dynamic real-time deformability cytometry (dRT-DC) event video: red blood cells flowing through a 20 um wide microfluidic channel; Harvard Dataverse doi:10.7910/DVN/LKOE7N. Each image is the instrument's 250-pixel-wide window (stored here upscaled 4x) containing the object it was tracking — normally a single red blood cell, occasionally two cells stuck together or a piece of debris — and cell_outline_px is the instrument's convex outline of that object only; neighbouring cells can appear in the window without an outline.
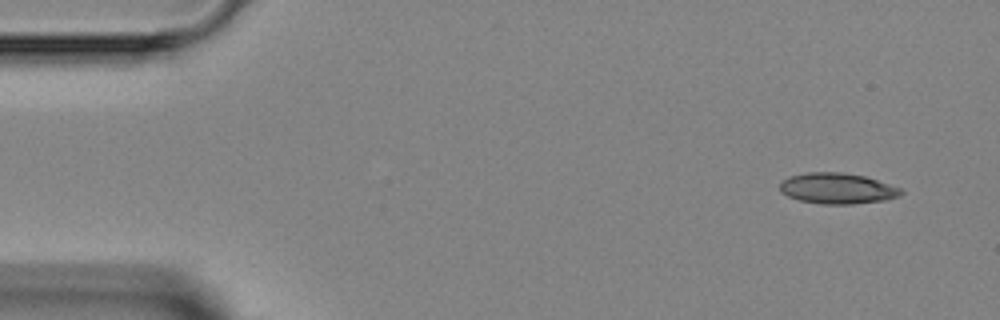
{"species": "Egyptian fruit bat (a non-hibernating species)", "species_latin": "Rousettus aegyptiacus", "temperature_condition": "room temperature", "stored_images_in_passage": 5, "camera_frame_rate_fps": 3000, "um_per_image_px": 0.085, "animal": {"sex": "female"}, "frame": {"image": 1, "passage_image": 1, "time_ms": 0.0, "image_size_px": [1000, 320], "cell_outline_px": [[904, 192], [900, 196], [884, 200], [852, 204], [820, 204], [800, 200], [788, 196], [780, 192], [780, 184], [784, 180], [792, 176], [808, 172], [840, 172], [864, 176], [900, 188]], "centroid_in_image_um": [71.17, 16.02], "position_along_channel_um": 13.8, "area_um2": 21.5}}